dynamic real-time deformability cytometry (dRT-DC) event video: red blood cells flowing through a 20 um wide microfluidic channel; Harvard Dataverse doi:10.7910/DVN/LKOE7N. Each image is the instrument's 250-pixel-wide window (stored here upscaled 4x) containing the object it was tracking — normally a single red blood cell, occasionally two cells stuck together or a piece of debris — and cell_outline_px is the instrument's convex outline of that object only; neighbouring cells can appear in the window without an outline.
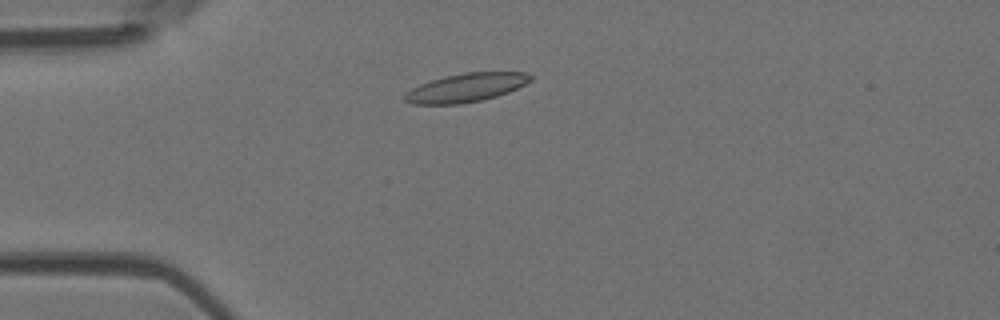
{"species": "Egyptian fruit bat (a non-hibernating species)", "species_latin": "Rousettus aegyptiacus", "temperature_condition": "room temperature", "stored_images_in_passage": 5, "camera_frame_rate_fps": 3000, "um_per_image_px": 0.085, "animal": {"sex": "female"}, "frame": {"image": 1, "passage_image": 3, "time_ms": 2.333, "image_size_px": [1000, 320], "cell_outline_px": [[532, 80], [508, 92], [484, 100], [460, 104], [412, 104], [404, 100], [404, 96], [412, 88], [420, 84], [444, 76], [464, 72], [528, 72], [532, 76]], "centroid_in_image_um": [39.63, 7.45], "position_along_channel_um": 45.4, "area_um2": 20.92}}
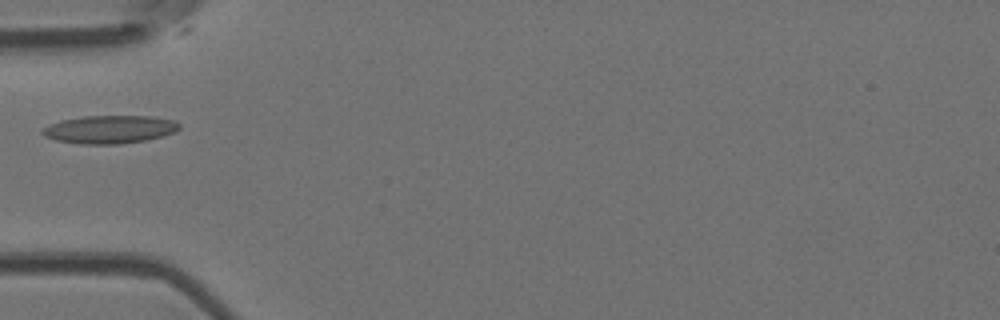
{"frame": {"image": 2, "passage_image": 4, "time_ms": 3.667, "image_size_px": [1000, 320], "cell_outline_px": [[180, 128], [176, 132], [164, 136], [144, 140], [120, 144], [80, 144], [56, 140], [44, 136], [40, 132], [44, 128], [60, 120], [84, 116], [148, 116], [176, 120], [180, 124]], "centroid_in_image_um": [9.36, 11.0], "position_along_channel_um": 75.6, "area_um2": 22.43}}
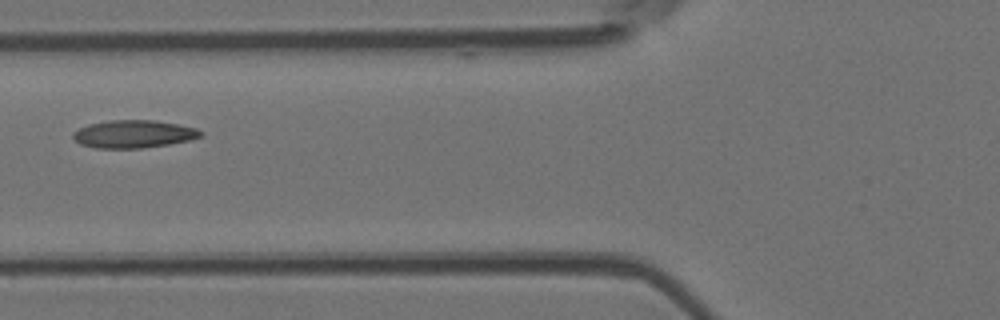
{"frame": {"image": 3, "passage_image": 5, "time_ms": 4.667, "image_size_px": [1000, 320], "cell_outline_px": [[204, 132], [200, 136], [188, 140], [168, 144], [140, 148], [96, 148], [80, 144], [72, 136], [72, 132], [88, 124], [108, 120], [156, 120], [180, 124], [196, 128]], "centroid_in_image_um": [11.35, 11.38], "position_along_channel_um": 114.5, "area_um2": 20.63}}